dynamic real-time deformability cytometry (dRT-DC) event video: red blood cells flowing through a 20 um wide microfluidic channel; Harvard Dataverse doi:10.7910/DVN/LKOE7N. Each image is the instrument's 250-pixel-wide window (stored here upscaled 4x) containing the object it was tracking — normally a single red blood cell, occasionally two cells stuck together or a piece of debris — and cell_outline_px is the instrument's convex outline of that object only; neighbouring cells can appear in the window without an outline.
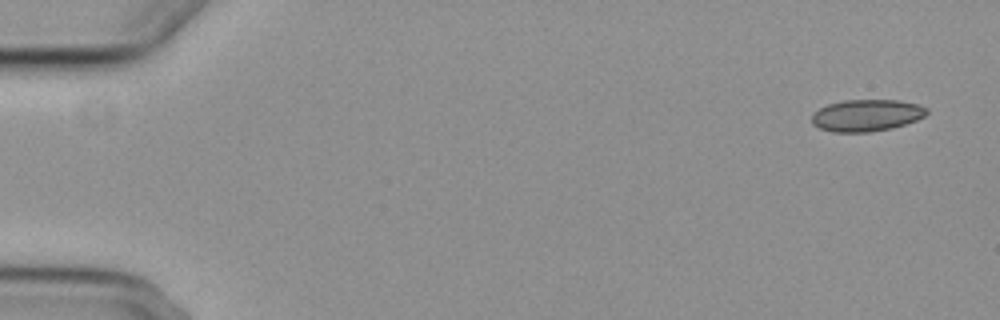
{"species": "common noctule bat (a hibernating species)", "species_latin": "Nyctalus noctula", "temperature_condition": "cold", "stored_images_in_passage": 6, "segment_of_instrument_passage": [1, 2], "camera_frame_rate_fps": 3000, "um_per_image_px": 0.085, "animal": {"sex": "female", "body_mass_g": 29.2, "forearm_length_mm": 56.3}, "frame": {"image": 1, "passage_image": 1, "time_ms": 0.0, "image_size_px": [1000, 320], "cell_outline_px": [[928, 112], [924, 116], [916, 120], [892, 128], [868, 132], [832, 132], [820, 128], [812, 124], [812, 112], [828, 104], [844, 100], [896, 100], [916, 104], [928, 108]], "centroid_in_image_um": [73.63, 9.8], "position_along_channel_um": 11.4, "area_um2": 21.27}}
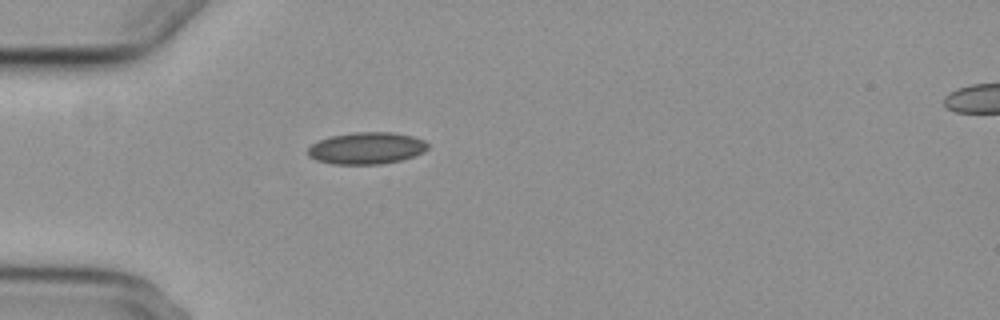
{"frame": {"image": 2, "passage_image": 5, "time_ms": 4.667, "image_size_px": [1000, 320], "cell_outline_px": [[428, 148], [424, 152], [400, 160], [380, 164], [332, 164], [316, 160], [308, 156], [308, 148], [312, 144], [328, 136], [352, 132], [392, 132], [412, 136], [424, 140], [428, 144]], "centroid_in_image_um": [31.14, 12.59], "position_along_channel_um": 53.9, "area_um2": 22.31}}